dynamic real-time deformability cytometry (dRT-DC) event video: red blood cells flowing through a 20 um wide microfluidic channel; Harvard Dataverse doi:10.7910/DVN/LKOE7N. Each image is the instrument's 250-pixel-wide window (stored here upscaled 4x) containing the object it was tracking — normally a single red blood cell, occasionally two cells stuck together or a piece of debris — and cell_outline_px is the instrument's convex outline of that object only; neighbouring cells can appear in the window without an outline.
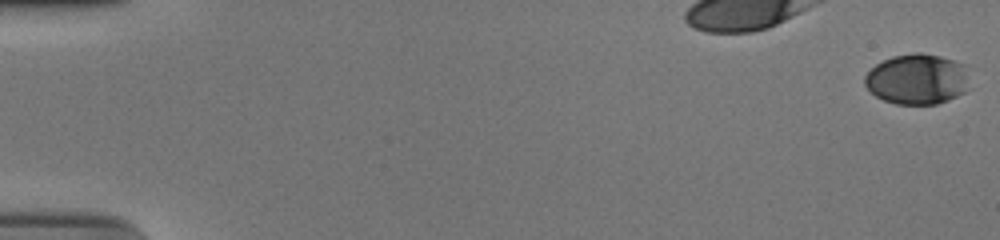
{"species": "human", "species_latin": "Homo sapiens", "temperature_condition": "cold", "stored_images_in_passage": 56, "camera_frame_rate_fps": 3000, "um_per_image_px": 0.085, "donor": {"sex": "male"}, "frame": {"image": 1, "passage_image": 1, "time_ms": 0.0, "image_size_px": [1000, 240], "cell_outline_px": [[968, 64], [964, 92], [948, 100], [936, 104], [896, 104], [884, 100], [876, 96], [864, 84], [864, 76], [876, 64], [892, 56], [916, 52], [920, 52], [940, 56], [956, 60]], "centroid_in_image_um": [77.96, 6.71], "position_along_channel_um": 7.0, "area_um2": 30.81}}
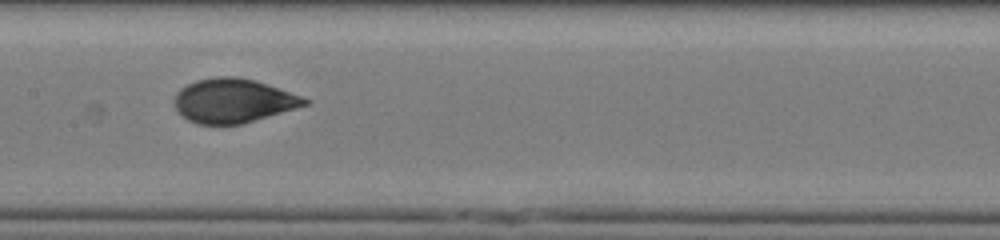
{"frame": {"image": 2, "passage_image": 30, "time_ms": 9.667, "image_size_px": [1000, 240], "cell_outline_px": [[312, 104], [240, 124], [196, 124], [180, 116], [176, 112], [172, 100], [176, 92], [180, 88], [196, 80], [216, 76], [236, 76], [256, 80], [312, 100]], "centroid_in_image_um": [19.8, 8.56], "position_along_channel_um": 187.6, "area_um2": 33.93}}
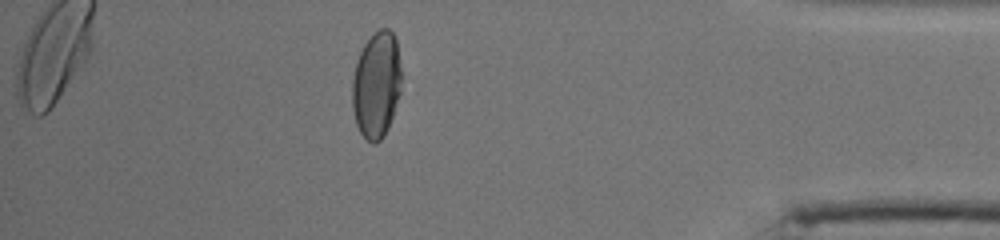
{"frame": {"image": 3, "passage_image": 50, "time_ms": 16.333, "image_size_px": [1000, 240], "cell_outline_px": [[400, 92], [388, 128], [380, 140], [376, 144], [372, 144], [360, 132], [356, 124], [352, 108], [352, 80], [356, 60], [364, 44], [380, 28], [388, 28], [392, 32], [396, 40], [400, 68]], "centroid_in_image_um": [31.97, 7.22], "position_along_channel_um": 403.2, "area_um2": 30.29}, "authors_computed_cell_mechanics": {"area_um2": 33.235, "velocity_mm_per_s": 3.7527, "shape_relaxation_time_tau1_ms": 5.3221, "shape_relaxation_time_tau2_ms": null, "deformation_change_tau1": 0.1778, "deformation_change_tau2": null}}